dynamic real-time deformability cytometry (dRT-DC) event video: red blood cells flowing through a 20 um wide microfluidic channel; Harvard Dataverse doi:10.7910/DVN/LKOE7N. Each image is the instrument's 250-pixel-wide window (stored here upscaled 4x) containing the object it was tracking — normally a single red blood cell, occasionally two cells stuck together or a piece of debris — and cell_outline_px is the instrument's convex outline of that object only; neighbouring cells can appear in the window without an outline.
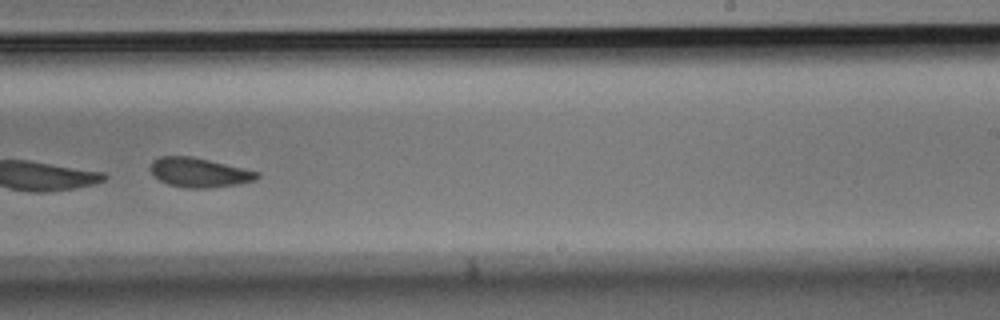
{"species": "Egyptian fruit bat (a non-hibernating species)", "species_latin": "Rousettus aegyptiacus", "temperature_condition": "room temperature", "stored_images_in_passage": 43, "segment_of_instrument_passage": [2, 2], "camera_frame_rate_fps": 3000, "um_per_image_px": 0.085, "animal": {"sex": "male"}, "frame": {"image": 1, "passage_image": 27, "time_ms": 8.667, "image_size_px": [1000, 320], "cell_outline_px": [[260, 176], [252, 180], [236, 184], [204, 188], [188, 188], [168, 184], [160, 180], [152, 172], [152, 160], [160, 156], [192, 156], [260, 172]], "centroid_in_image_um": [16.92, 14.65], "position_along_channel_um": 272.1, "area_um2": 17.86}}